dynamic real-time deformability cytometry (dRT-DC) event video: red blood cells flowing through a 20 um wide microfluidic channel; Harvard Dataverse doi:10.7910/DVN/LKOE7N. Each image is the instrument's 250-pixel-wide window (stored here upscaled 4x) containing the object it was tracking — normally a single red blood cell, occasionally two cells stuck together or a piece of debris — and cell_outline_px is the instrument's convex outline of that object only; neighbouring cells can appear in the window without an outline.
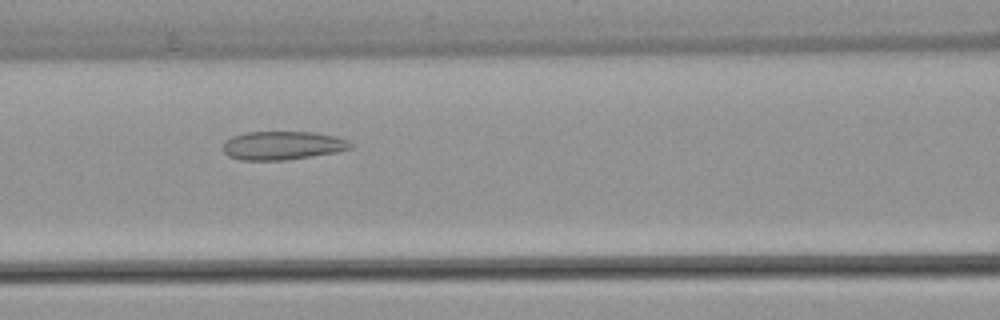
{"species": "common noctule bat (a hibernating species)", "species_latin": "Nyctalus noctula", "temperature_condition": "warm", "stored_images_in_passage": 48, "camera_frame_rate_fps": 3000, "um_per_image_px": 0.085, "animal": {"sex": "female", "body_mass_g": 22.7, "forearm_length_mm": 54.2}, "frame": {"image": 1, "passage_image": 19, "time_ms": 6.0, "image_size_px": [1000, 320], "cell_outline_px": [[352, 148], [336, 152], [284, 160], [240, 160], [228, 156], [224, 152], [224, 144], [232, 136], [248, 132], [312, 132], [336, 136], [348, 140], [352, 144]], "centroid_in_image_um": [24.03, 12.36], "position_along_channel_um": 142.6, "area_um2": 21.04}}
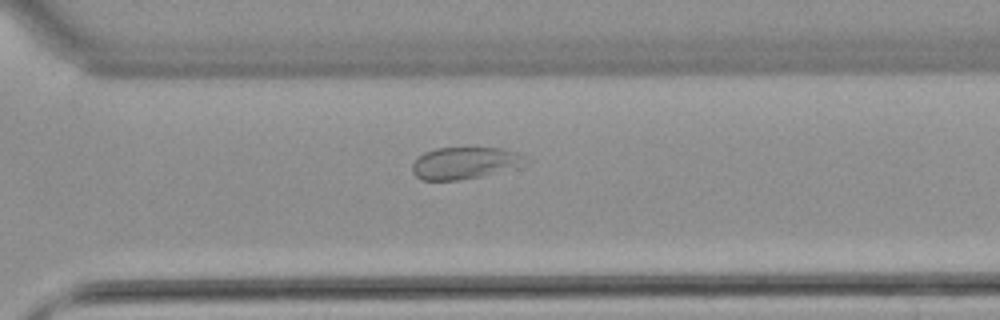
{"frame": {"image": 2, "passage_image": 34, "time_ms": 11.0, "image_size_px": [1000, 320], "cell_outline_px": [[524, 160], [516, 164], [480, 176], [456, 180], [420, 180], [412, 172], [412, 164], [424, 152], [436, 148], [500, 148], [516, 152], [524, 156]], "centroid_in_image_um": [39.32, 13.84], "position_along_channel_um": 331.3, "area_um2": 20.06}}
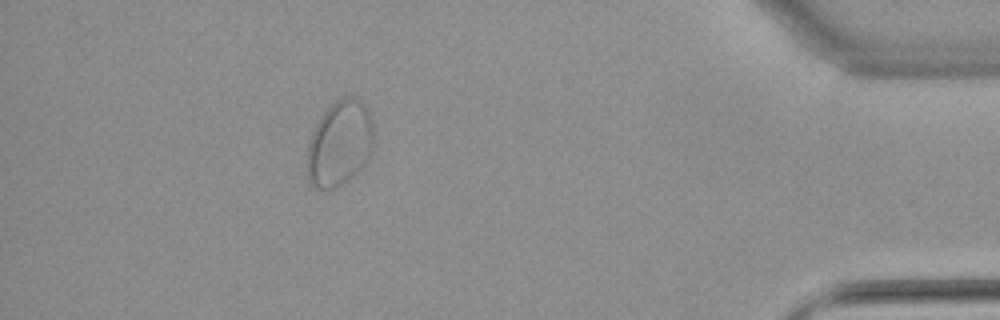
{"frame": {"image": 3, "passage_image": 44, "time_ms": 14.333, "image_size_px": [1000, 320], "cell_outline_px": [[372, 148], [364, 164], [356, 172], [340, 184], [332, 188], [316, 188], [308, 180], [308, 144], [312, 132], [320, 116], [336, 100], [344, 96], [356, 96], [364, 104], [372, 120]], "centroid_in_image_um": [28.86, 12.14], "position_along_channel_um": 406.3, "area_um2": 32.54}, "authors_computed_cell_mechanics": {"area_um2": 22.8599, "velocity_mm_per_s": 3.779, "shape_relaxation_time_tau1_ms": null, "shape_relaxation_time_tau2_ms": 1.2521, "deformation_change_tau1": null, "deformation_change_tau2": 0.0704}}